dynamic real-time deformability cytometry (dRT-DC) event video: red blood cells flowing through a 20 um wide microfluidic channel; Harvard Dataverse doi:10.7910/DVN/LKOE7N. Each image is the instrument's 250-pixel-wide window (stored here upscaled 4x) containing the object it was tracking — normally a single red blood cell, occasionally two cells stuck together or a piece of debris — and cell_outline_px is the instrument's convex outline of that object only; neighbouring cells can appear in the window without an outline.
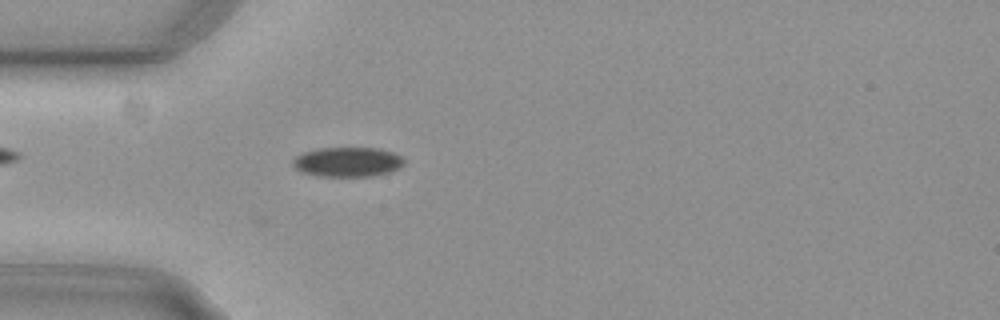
{"species": "common noctule bat (a hibernating species)", "species_latin": "Nyctalus noctula", "temperature_condition": "cold", "stored_images_in_passage": 42, "camera_frame_rate_fps": 3000, "um_per_image_px": 0.085, "animal": {"sex": "female", "body_mass_g": 29.2, "forearm_length_mm": 56.3}, "frame": {"image": 1, "passage_image": 2, "time_ms": 0.333, "image_size_px": [1000, 320], "cell_outline_px": [[404, 164], [400, 168], [392, 172], [372, 176], [316, 176], [300, 172], [292, 164], [292, 160], [296, 156], [304, 152], [320, 148], [376, 148], [392, 152], [400, 156], [404, 160]], "centroid_in_image_um": [29.54, 13.78], "position_along_channel_um": 55.5, "area_um2": 19.31}}
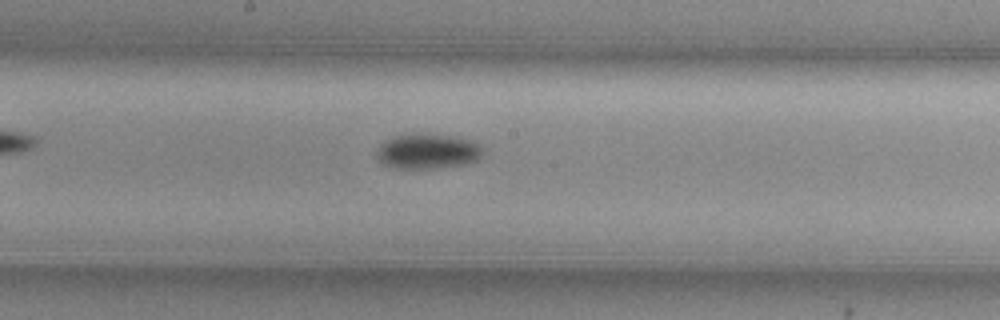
{"frame": {"image": 2, "passage_image": 15, "time_ms": 4.667, "image_size_px": [1000, 320], "cell_outline_px": [[480, 156], [476, 160], [464, 164], [432, 168], [396, 168], [380, 164], [376, 156], [376, 152], [384, 140], [396, 136], [416, 132], [428, 132], [472, 140], [480, 148]], "centroid_in_image_um": [36.26, 12.84], "position_along_channel_um": 211.9, "area_um2": 21.73}}
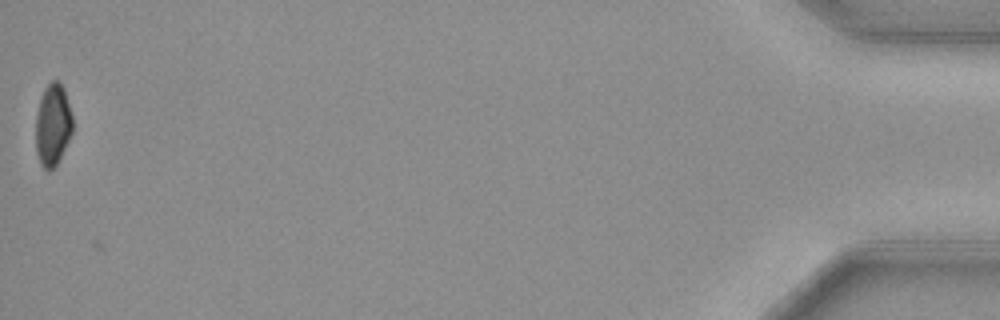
{"frame": {"image": 3, "passage_image": 41, "time_ms": 13.333, "image_size_px": [1000, 320], "cell_outline_px": [[72, 132], [56, 164], [52, 168], [44, 168], [40, 164], [36, 152], [36, 116], [40, 100], [44, 88], [52, 80], [60, 80], [64, 88], [72, 116]], "centroid_in_image_um": [4.48, 10.56], "position_along_channel_um": 430.7, "area_um2": 17.34}, "authors_computed_cell_mechanics": {"area_um2": 19.7965, "velocity_mm_per_s": 3.7406, "shape_relaxation_time_tau1_ms": 3.5044, "shape_relaxation_time_tau2_ms": null, "deformation_change_tau1": 0.0803, "deformation_change_tau2": null}}